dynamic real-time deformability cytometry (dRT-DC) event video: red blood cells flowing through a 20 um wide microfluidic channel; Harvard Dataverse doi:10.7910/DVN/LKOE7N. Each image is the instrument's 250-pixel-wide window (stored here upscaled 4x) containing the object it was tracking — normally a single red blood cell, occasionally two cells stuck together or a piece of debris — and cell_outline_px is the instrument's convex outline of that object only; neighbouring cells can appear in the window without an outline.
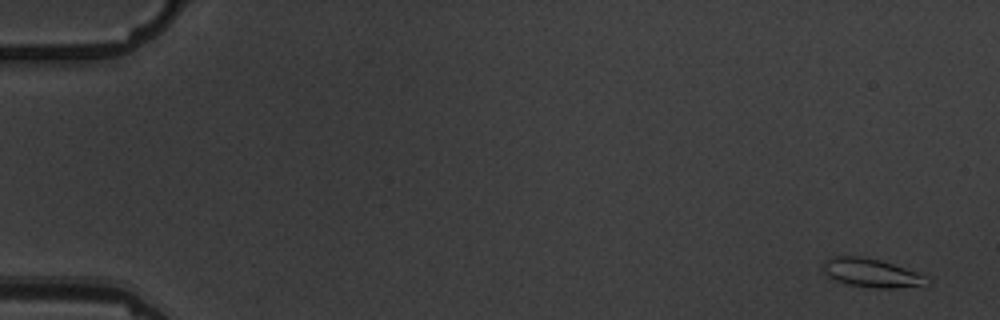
{"species": "common noctule bat (a hibernating species)", "species_latin": "Nyctalus noctula", "temperature_condition": "warm", "stored_images_in_passage": 5, "camera_frame_rate_fps": 3000, "um_per_image_px": 0.085, "animal": {"sex": "male", "body_mass_g": 19.5, "forearm_length_mm": 54.6}, "frame": {"image": 1, "passage_image": 1, "time_ms": 0.0, "image_size_px": [1000, 320], "cell_outline_px": [[932, 280], [928, 284], [892, 288], [876, 288], [848, 284], [824, 276], [824, 260], [836, 256], [864, 256], [880, 260], [932, 276]], "centroid_in_image_um": [74.14, 23.19], "position_along_channel_um": 10.9, "area_um2": 17.57}}
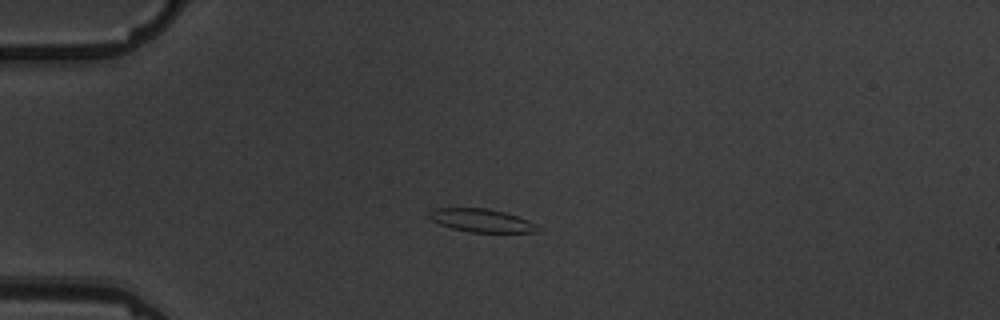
{"frame": {"image": 2, "passage_image": 5, "time_ms": 4.333, "image_size_px": [1000, 320], "cell_outline_px": [[536, 232], [468, 232], [452, 228], [440, 224], [432, 220], [428, 216], [428, 212], [432, 208], [488, 208], [504, 212], [528, 220], [536, 224]], "centroid_in_image_um": [40.86, 18.73], "position_along_channel_um": 44.1, "area_um2": 14.51}}